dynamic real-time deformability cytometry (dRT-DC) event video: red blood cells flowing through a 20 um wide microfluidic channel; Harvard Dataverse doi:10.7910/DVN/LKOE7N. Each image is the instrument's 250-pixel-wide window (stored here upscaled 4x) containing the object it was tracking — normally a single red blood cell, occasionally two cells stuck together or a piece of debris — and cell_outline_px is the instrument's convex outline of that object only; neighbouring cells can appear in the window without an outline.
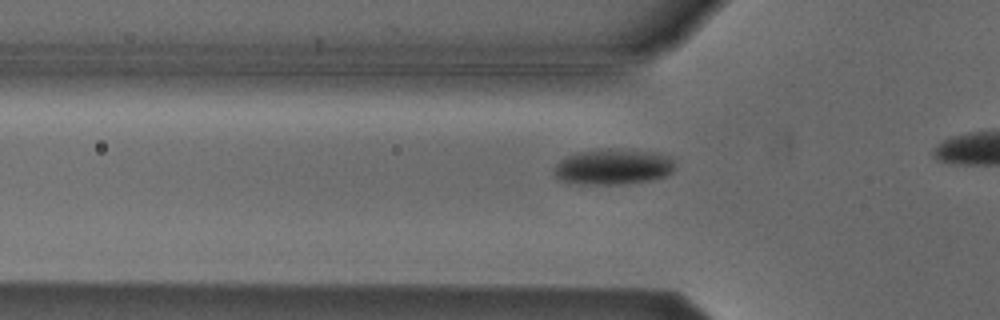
{"species": "Egyptian fruit bat (a non-hibernating species)", "species_latin": "Rousettus aegyptiacus", "temperature_condition": "cold", "stored_images_in_passage": 3, "segment_of_instrument_passage": [1, 2], "camera_frame_rate_fps": 3000, "um_per_image_px": 0.085, "animal": {"sex": "male"}, "frame": {"image": 1, "passage_image": 2, "time_ms": 0.333, "image_size_px": [1000, 320], "cell_outline_px": [[676, 168], [672, 172], [664, 176], [652, 180], [620, 184], [580, 184], [560, 180], [552, 172], [552, 168], [560, 160], [568, 156], [580, 152], [604, 148], [608, 148], [656, 152], [668, 156], [672, 160]], "centroid_in_image_um": [52.11, 14.17], "position_along_channel_um": 73.7, "area_um2": 25.2}}